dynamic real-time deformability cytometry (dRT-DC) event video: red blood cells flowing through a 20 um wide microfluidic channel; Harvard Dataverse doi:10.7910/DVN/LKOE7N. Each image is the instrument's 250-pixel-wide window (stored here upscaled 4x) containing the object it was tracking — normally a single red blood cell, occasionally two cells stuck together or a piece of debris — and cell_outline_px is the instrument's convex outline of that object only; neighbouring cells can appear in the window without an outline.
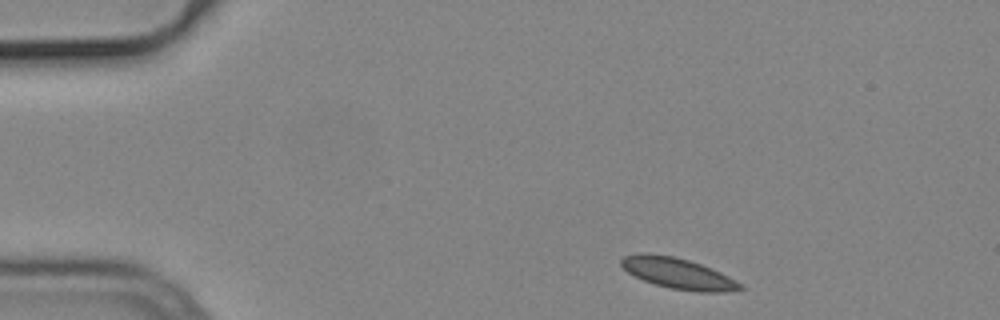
{"species": "common noctule bat (a hibernating species)", "species_latin": "Nyctalus noctula", "temperature_condition": "cold", "stored_images_in_passage": 47, "camera_frame_rate_fps": 3000, "um_per_image_px": 0.085, "animal": {"sex": "male", "body_mass_g": 19.2, "forearm_length_mm": 51.8}, "frame": {"image": 1, "passage_image": 1, "time_ms": 0.0, "image_size_px": [1000, 320], "cell_outline_px": [[744, 288], [724, 292], [700, 292], [672, 288], [656, 284], [644, 280], [628, 272], [620, 264], [620, 260], [624, 256], [636, 252], [644, 252], [672, 256], [688, 260], [712, 268], [744, 284]], "centroid_in_image_um": [57.63, 23.22], "position_along_channel_um": 27.4, "area_um2": 21.27}}
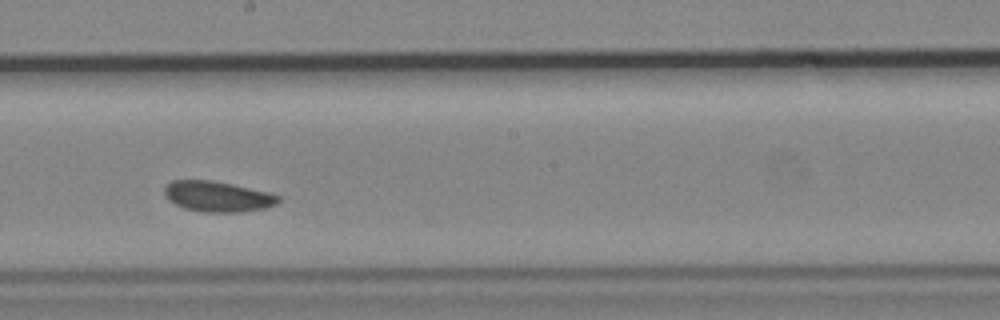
{"frame": {"image": 2, "passage_image": 23, "time_ms": 7.333, "image_size_px": [1000, 320], "cell_outline_px": [[280, 200], [276, 204], [264, 208], [240, 212], [204, 212], [184, 208], [168, 200], [164, 196], [164, 188], [172, 180], [212, 180], [232, 184], [268, 192], [280, 196]], "centroid_in_image_um": [18.48, 16.7], "position_along_channel_um": 229.7, "area_um2": 20.23}}
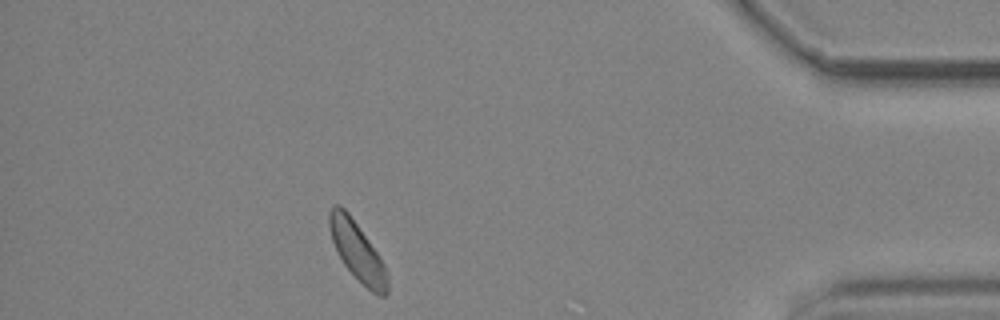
{"frame": {"image": 3, "passage_image": 41, "time_ms": 13.333, "image_size_px": [1000, 320], "cell_outline_px": [[388, 292], [384, 296], [380, 296], [372, 292], [344, 264], [332, 240], [328, 224], [328, 212], [332, 204], [340, 204], [348, 212], [380, 256], [388, 272]], "centroid_in_image_um": [30.37, 21.32], "position_along_channel_um": 404.8, "area_um2": 19.65}, "authors_computed_cell_mechanics": {"area_um2": 20.3456, "velocity_mm_per_s": 3.7109, "shape_relaxation_time_tau1_ms": 3.1678, "shape_relaxation_time_tau2_ms": null, "deformation_change_tau1": 0.048, "deformation_change_tau2": null}}